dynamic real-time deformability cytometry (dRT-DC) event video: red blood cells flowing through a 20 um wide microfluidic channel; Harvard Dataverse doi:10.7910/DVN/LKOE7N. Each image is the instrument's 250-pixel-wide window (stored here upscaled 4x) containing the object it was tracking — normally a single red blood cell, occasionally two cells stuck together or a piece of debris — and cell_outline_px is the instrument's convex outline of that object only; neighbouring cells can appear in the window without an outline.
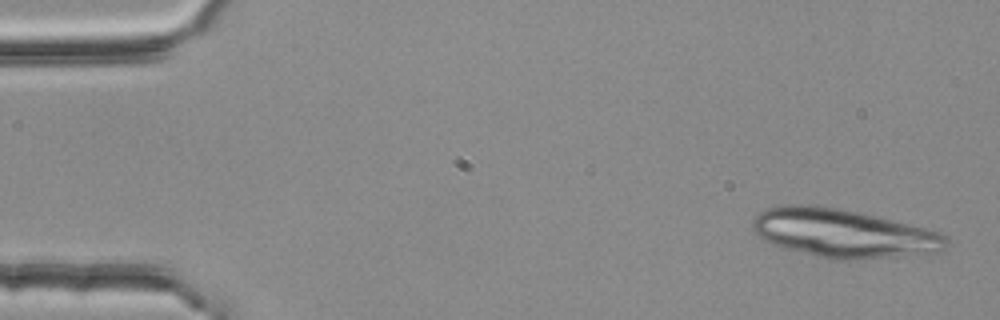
{"species": "common noctule bat (a hibernating species)", "species_latin": "Nyctalus noctula", "temperature_condition": "room temperature", "stored_images_in_passage": 4, "camera_frame_rate_fps": 3000, "um_per_image_px": 0.085, "animal": {"sex": "female", "body_mass_g": 25.1}, "frame": {"image": 1, "passage_image": 1, "time_ms": 0.0, "image_size_px": [1000, 320], "cell_outline_px": [[948, 244], [944, 252], [928, 256], [848, 260], [832, 260], [784, 248], [772, 244], [764, 240], [752, 228], [752, 224], [756, 216], [760, 212], [768, 208], [784, 204], [816, 204], [840, 208], [940, 232], [948, 240]], "centroid_in_image_um": [71.75, 19.86], "position_along_channel_um": 13.2, "area_um2": 55.43}}